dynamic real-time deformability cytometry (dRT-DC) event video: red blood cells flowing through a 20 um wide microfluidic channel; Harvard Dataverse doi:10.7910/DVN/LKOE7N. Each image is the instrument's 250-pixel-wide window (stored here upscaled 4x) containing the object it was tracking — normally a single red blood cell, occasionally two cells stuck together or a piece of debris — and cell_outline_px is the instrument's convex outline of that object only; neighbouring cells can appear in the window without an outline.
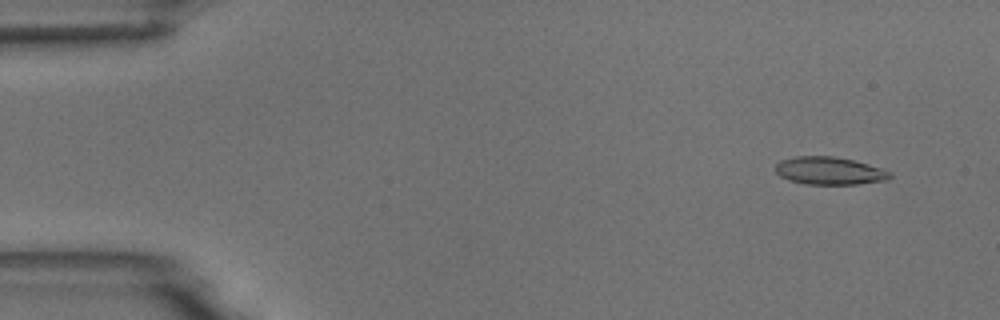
{"species": "common noctule bat (a hibernating species)", "species_latin": "Nyctalus noctula", "temperature_condition": "room temperature", "stored_images_in_passage": 4, "camera_frame_rate_fps": 3000, "um_per_image_px": 0.085, "animal": {"sex": "male", "body_mass_g": 18.8}, "frame": {"image": 1, "passage_image": 1, "time_ms": 0.0, "image_size_px": [1000, 320], "cell_outline_px": [[892, 176], [888, 180], [856, 184], [804, 184], [788, 180], [780, 176], [776, 172], [776, 164], [780, 160], [796, 156], [832, 156], [852, 160], [868, 164], [892, 172]], "centroid_in_image_um": [70.49, 14.52], "position_along_channel_um": 14.5, "area_um2": 18.5}}
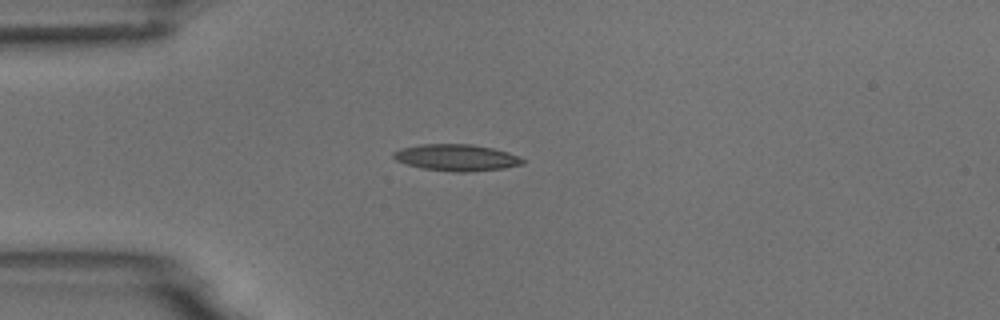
{"frame": {"image": 2, "passage_image": 4, "time_ms": 3.333, "image_size_px": [1000, 320], "cell_outline_px": [[524, 164], [504, 168], [464, 172], [456, 172], [424, 168], [408, 164], [396, 160], [392, 156], [392, 152], [400, 148], [420, 144], [472, 144], [492, 148], [508, 152], [524, 160]], "centroid_in_image_um": [38.78, 13.38], "position_along_channel_um": 46.2, "area_um2": 19.83}}